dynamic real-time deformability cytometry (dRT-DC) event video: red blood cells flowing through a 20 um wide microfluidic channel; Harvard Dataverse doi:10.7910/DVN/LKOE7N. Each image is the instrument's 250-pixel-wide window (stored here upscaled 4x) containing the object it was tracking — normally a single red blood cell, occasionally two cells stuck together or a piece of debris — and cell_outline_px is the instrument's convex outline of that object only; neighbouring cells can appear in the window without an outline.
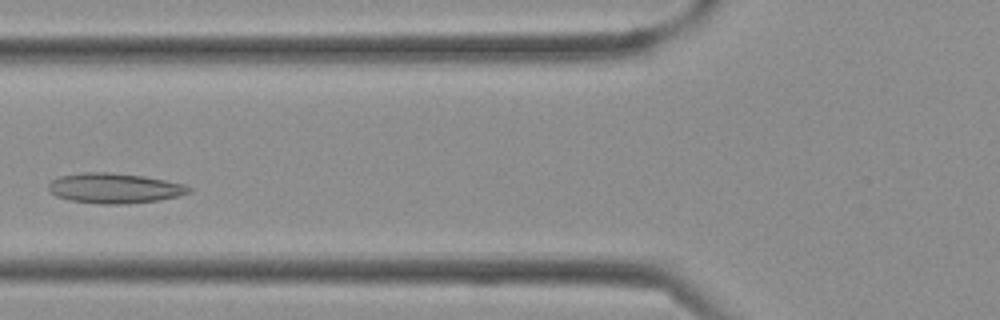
{"species": "Egyptian fruit bat (a non-hibernating species)", "species_latin": "Rousettus aegyptiacus", "temperature_condition": "cold", "stored_images_in_passage": 33, "camera_frame_rate_fps": 3000, "um_per_image_px": 0.085, "frame": {"image": 1, "passage_image": 9, "time_ms": 2.667, "image_size_px": [1000, 320], "cell_outline_px": [[192, 192], [180, 196], [160, 200], [124, 204], [100, 204], [72, 200], [56, 196], [48, 192], [48, 184], [52, 180], [60, 176], [84, 172], [108, 172], [144, 176], [184, 184], [192, 188]], "centroid_in_image_um": [9.75, 16.0], "position_along_channel_um": 116.1, "area_um2": 24.74}}
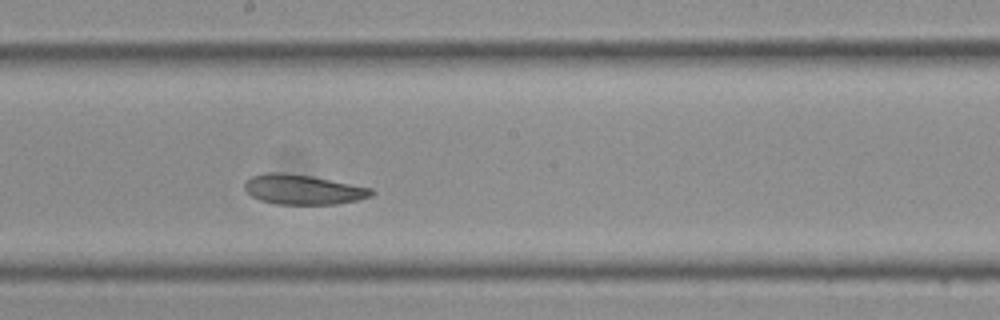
{"frame": {"image": 2, "passage_image": 15, "time_ms": 4.667, "image_size_px": [1000, 320], "cell_outline_px": [[376, 192], [372, 196], [356, 200], [336, 204], [276, 204], [260, 200], [252, 196], [244, 188], [244, 180], [252, 176], [264, 172], [284, 172], [312, 176], [372, 188]], "centroid_in_image_um": [25.74, 16.1], "position_along_channel_um": 222.5, "area_um2": 22.2}}
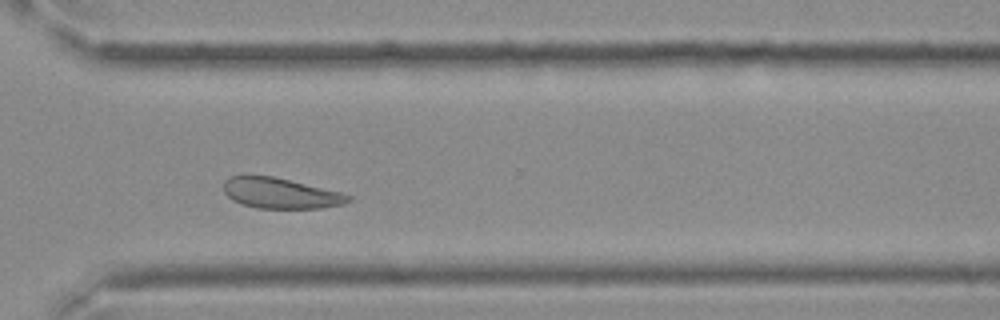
{"frame": {"image": 3, "passage_image": 22, "time_ms": 7.0, "image_size_px": [1000, 320], "cell_outline_px": [[352, 200], [344, 204], [320, 208], [256, 208], [232, 200], [224, 192], [224, 180], [228, 176], [272, 176], [340, 192], [352, 196]], "centroid_in_image_um": [23.84, 16.43], "position_along_channel_um": 346.8, "area_um2": 21.96}}